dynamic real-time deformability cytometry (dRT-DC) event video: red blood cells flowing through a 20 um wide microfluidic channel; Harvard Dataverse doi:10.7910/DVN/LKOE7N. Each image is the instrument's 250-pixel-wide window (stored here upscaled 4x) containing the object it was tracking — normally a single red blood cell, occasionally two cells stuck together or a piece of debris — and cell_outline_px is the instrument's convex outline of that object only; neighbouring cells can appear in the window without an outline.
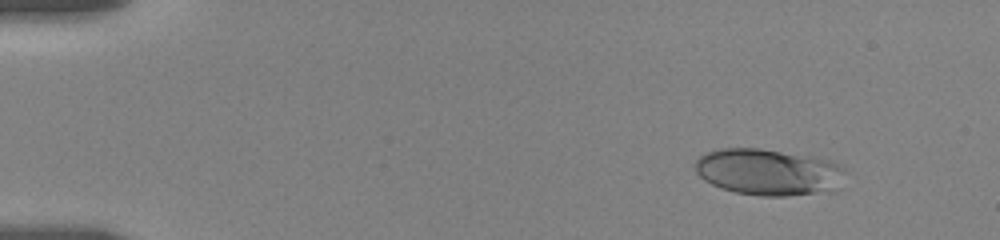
{"species": "human", "species_latin": "Homo sapiens", "temperature_condition": "room temperature", "stored_images_in_passage": 28, "camera_frame_rate_fps": 3000, "um_per_image_px": 0.085, "donor": {"sex": "female"}, "frame": {"image": 1, "passage_image": 2, "time_ms": 1.333, "image_size_px": [1000, 240], "cell_outline_px": [[848, 172], [824, 188], [816, 192], [784, 196], [760, 196], [736, 192], [720, 188], [704, 180], [696, 172], [692, 164], [700, 156], [708, 152], [720, 148], [760, 148], [816, 156], [828, 160], [844, 168]], "centroid_in_image_um": [65.16, 14.58], "position_along_channel_um": 19.8, "area_um2": 39.94}}
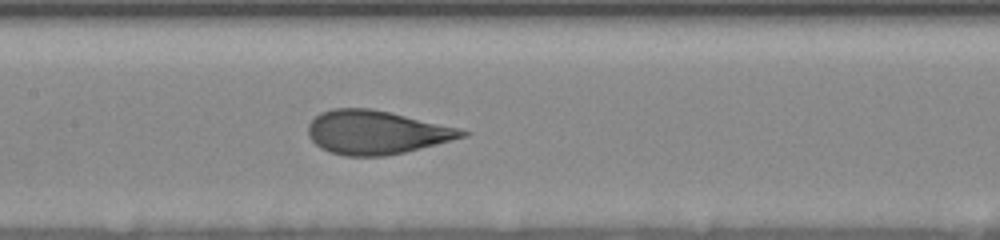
{"frame": {"image": 2, "passage_image": 12, "time_ms": 8.667, "image_size_px": [1000, 240], "cell_outline_px": [[468, 136], [404, 152], [384, 156], [344, 156], [320, 148], [308, 136], [308, 124], [320, 112], [332, 108], [372, 108], [392, 112], [460, 128], [468, 132]], "centroid_in_image_um": [31.97, 11.24], "position_along_channel_um": 175.4, "area_um2": 39.25}}
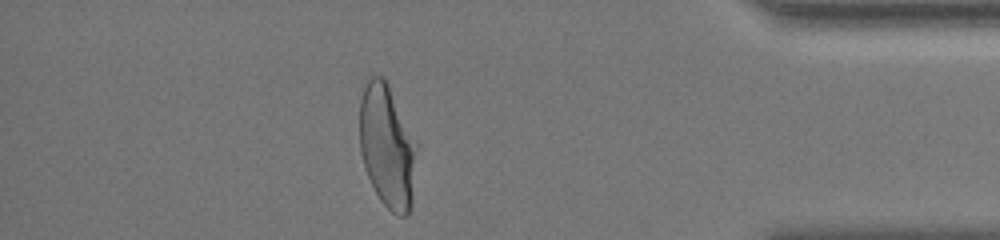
{"frame": {"image": 3, "passage_image": 24, "time_ms": 16.0, "image_size_px": [1000, 240], "cell_outline_px": [[416, 148], [412, 204], [408, 216], [400, 216], [392, 212], [380, 200], [364, 168], [360, 152], [360, 100], [368, 76], [384, 76], [388, 84], [416, 144]], "centroid_in_image_um": [32.89, 12.45], "position_along_channel_um": 402.3, "area_um2": 40.52}, "authors_computed_cell_mechanics": {"area_um2": 39.3618, "velocity_mm_per_s": 3.515, "shape_relaxation_time_tau1_ms": 4.3047, "shape_relaxation_time_tau2_ms": null, "deformation_change_tau1": 0.1688, "deformation_change_tau2": null}}